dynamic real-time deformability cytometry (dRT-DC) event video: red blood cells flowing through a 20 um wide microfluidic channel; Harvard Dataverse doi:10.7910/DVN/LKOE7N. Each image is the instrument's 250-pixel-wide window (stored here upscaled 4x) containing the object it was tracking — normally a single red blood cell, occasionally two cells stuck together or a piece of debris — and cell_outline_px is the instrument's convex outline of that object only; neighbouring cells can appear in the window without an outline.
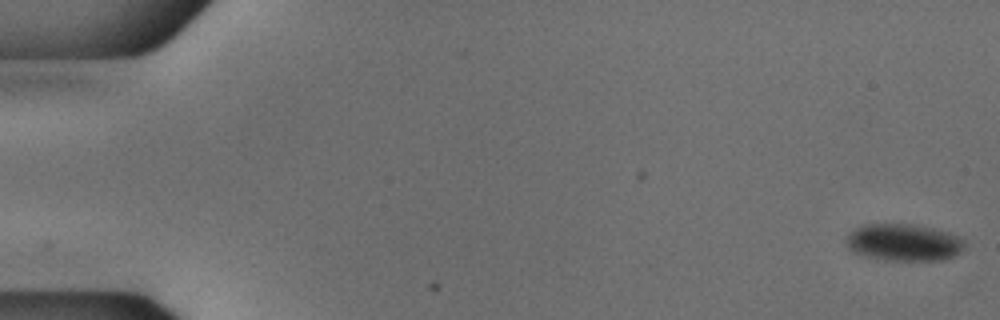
{"species": "common noctule bat (a hibernating species)", "species_latin": "Nyctalus noctula", "temperature_condition": "cold", "stored_images_in_passage": 54, "camera_frame_rate_fps": 3000, "um_per_image_px": 0.085, "animal": {"sex": "male", "body_mass_g": 18.8}, "frame": {"image": 1, "passage_image": 1, "time_ms": 0.0, "image_size_px": [1000, 320], "cell_outline_px": [[964, 248], [960, 252], [952, 256], [940, 260], [884, 260], [864, 256], [852, 252], [848, 248], [844, 240], [856, 228], [864, 224], [916, 224], [948, 232], [964, 240]], "centroid_in_image_um": [76.78, 20.61], "position_along_channel_um": 8.2, "area_um2": 25.55}}
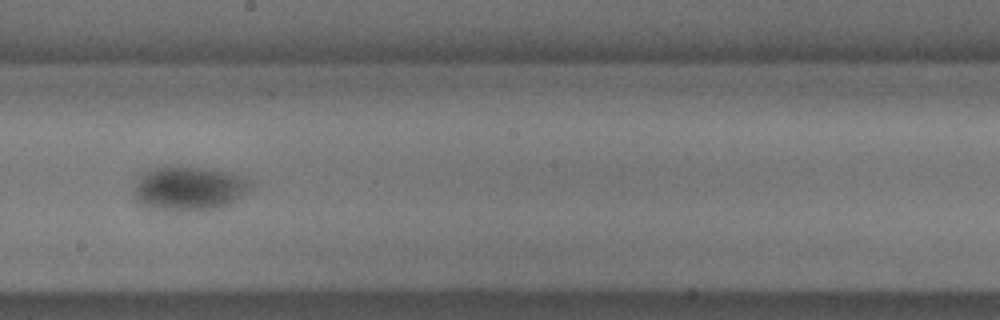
{"frame": {"image": 2, "passage_image": 31, "time_ms": 10.0, "image_size_px": [1000, 320], "cell_outline_px": [[252, 192], [232, 204], [220, 208], [188, 212], [168, 212], [136, 204], [132, 196], [132, 192], [140, 176], [144, 172], [156, 168], [204, 168], [232, 172], [252, 180]], "centroid_in_image_um": [16.12, 16.08], "position_along_channel_um": 232.1, "area_um2": 31.04}}
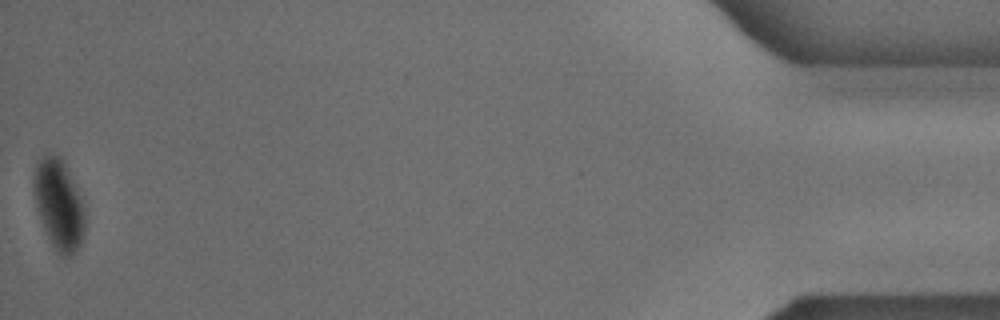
{"frame": {"image": 3, "passage_image": 54, "time_ms": 17.667, "image_size_px": [1000, 320], "cell_outline_px": [[84, 236], [76, 252], [72, 256], [60, 256], [56, 252], [40, 220], [32, 188], [32, 180], [36, 164], [44, 156], [60, 156], [68, 168], [84, 200]], "centroid_in_image_um": [5.02, 17.4], "position_along_channel_um": 430.2, "area_um2": 27.17}}